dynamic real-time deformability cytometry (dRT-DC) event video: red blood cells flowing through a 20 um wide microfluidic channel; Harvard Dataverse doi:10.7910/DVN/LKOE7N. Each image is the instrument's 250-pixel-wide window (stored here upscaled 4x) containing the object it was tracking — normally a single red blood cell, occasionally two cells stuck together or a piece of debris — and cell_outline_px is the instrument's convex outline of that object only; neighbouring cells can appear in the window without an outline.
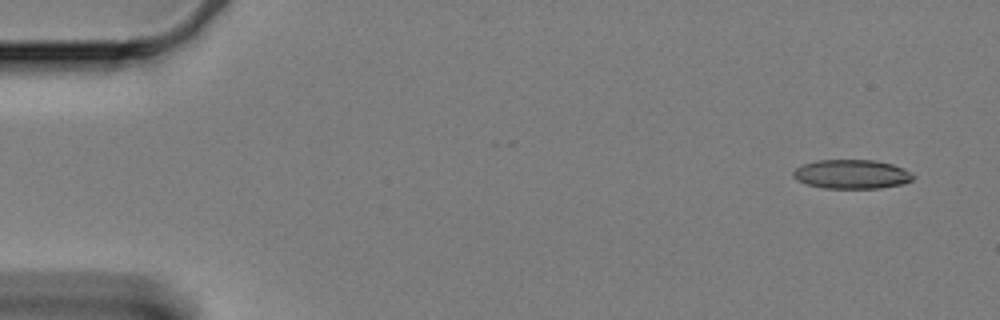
{"species": "Egyptian fruit bat (a non-hibernating species)", "species_latin": "Rousettus aegyptiacus", "temperature_condition": "cold", "stored_images_in_passage": 58, "camera_frame_rate_fps": 3000, "um_per_image_px": 0.085, "animal": {"sex": "female"}, "frame": {"image": 1, "passage_image": 1, "time_ms": 0.0, "image_size_px": [1000, 320], "cell_outline_px": [[916, 176], [912, 180], [904, 184], [880, 188], [824, 188], [808, 184], [792, 176], [792, 172], [796, 168], [804, 164], [816, 160], [876, 160], [892, 164], [904, 168]], "centroid_in_image_um": [72.44, 14.8], "position_along_channel_um": 12.6, "area_um2": 20.35}}
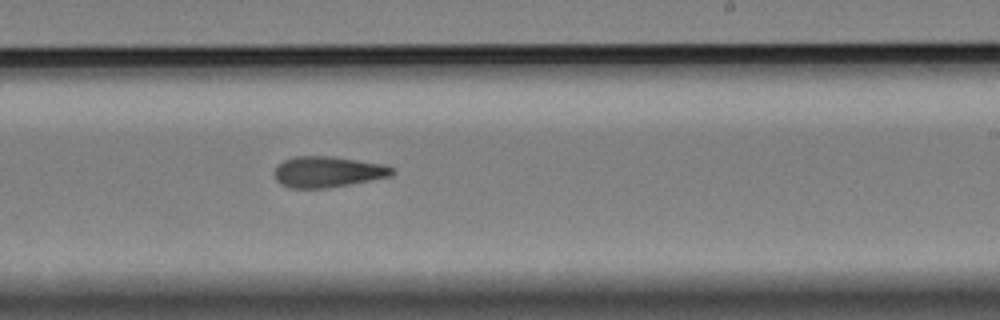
{"frame": {"image": 2, "passage_image": 34, "time_ms": 11.0, "image_size_px": [1000, 320], "cell_outline_px": [[396, 172], [392, 176], [328, 188], [288, 188], [280, 184], [276, 180], [276, 168], [284, 160], [296, 156], [332, 156], [384, 164], [396, 168]], "centroid_in_image_um": [27.91, 14.61], "position_along_channel_um": 261.1, "area_um2": 21.27}}
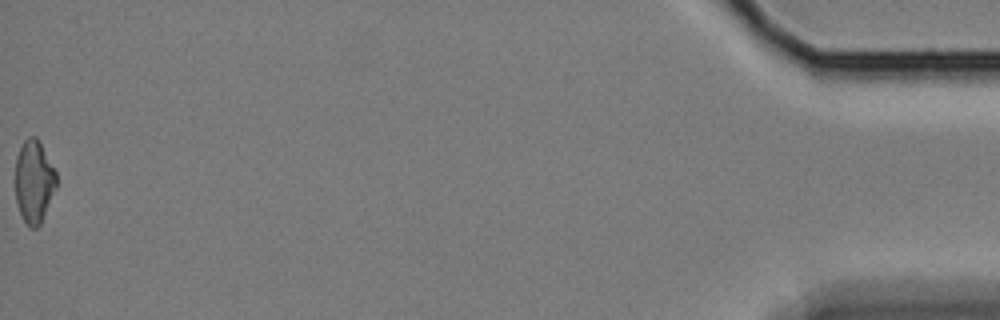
{"frame": {"image": 3, "passage_image": 58, "time_ms": 19.0, "image_size_px": [1000, 320], "cell_outline_px": [[56, 188], [44, 216], [40, 224], [36, 228], [28, 228], [20, 212], [16, 200], [12, 180], [16, 156], [24, 140], [28, 136], [36, 136], [40, 140], [56, 172]], "centroid_in_image_um": [2.84, 15.4], "position_along_channel_um": 432.4, "area_um2": 20.46}, "authors_computed_cell_mechanics": {"area_um2": 20.9525, "velocity_mm_per_s": 3.3305, "shape_relaxation_time_tau1_ms": null, "shape_relaxation_time_tau2_ms": 3.823, "deformation_change_tau1": null, "deformation_change_tau2": 0.1348}}